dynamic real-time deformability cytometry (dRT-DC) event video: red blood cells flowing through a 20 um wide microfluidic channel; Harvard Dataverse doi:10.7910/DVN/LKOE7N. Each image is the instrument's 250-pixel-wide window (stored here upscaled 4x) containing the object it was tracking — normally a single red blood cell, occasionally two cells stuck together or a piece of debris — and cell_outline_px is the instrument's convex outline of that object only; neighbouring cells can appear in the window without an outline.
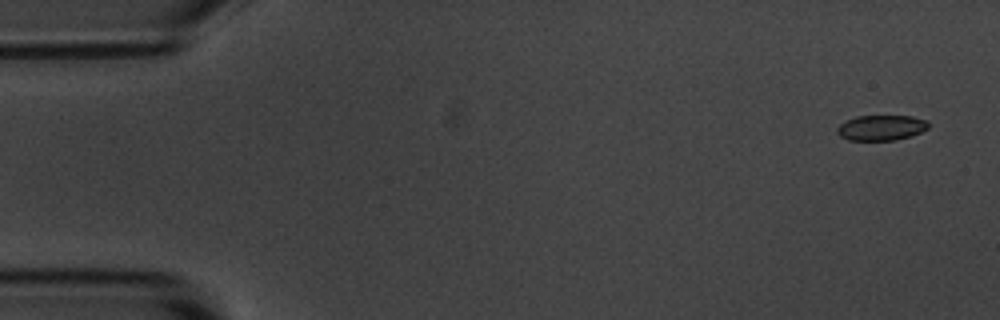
{"species": "common noctule bat (a hibernating species)", "species_latin": "Nyctalus noctula", "temperature_condition": "room temperature", "stored_images_in_passage": 5, "camera_frame_rate_fps": 3000, "um_per_image_px": 0.085, "animal": {"sex": "male", "body_mass_g": 20.1, "forearm_length_mm": 53.5}, "frame": {"image": 1, "passage_image": 1, "time_ms": 0.0, "image_size_px": [1000, 320], "cell_outline_px": [[928, 128], [912, 136], [896, 140], [848, 140], [840, 136], [836, 132], [836, 128], [840, 124], [856, 116], [912, 116], [924, 120], [928, 124]], "centroid_in_image_um": [74.88, 10.86], "position_along_channel_um": 10.1, "area_um2": 13.41}}
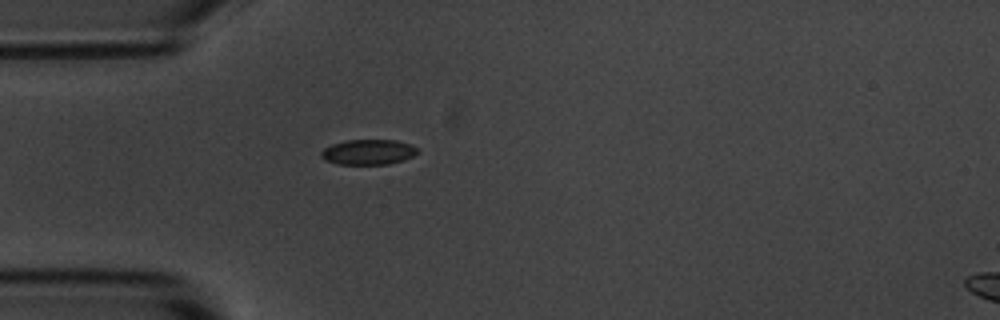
{"frame": {"image": 2, "passage_image": 5, "time_ms": 4.333, "image_size_px": [1000, 320], "cell_outline_px": [[420, 152], [404, 160], [388, 164], [336, 164], [324, 160], [320, 156], [320, 152], [324, 148], [332, 144], [348, 140], [396, 140], [408, 144], [416, 148]], "centroid_in_image_um": [31.27, 12.93], "position_along_channel_um": 53.7, "area_um2": 14.16}}